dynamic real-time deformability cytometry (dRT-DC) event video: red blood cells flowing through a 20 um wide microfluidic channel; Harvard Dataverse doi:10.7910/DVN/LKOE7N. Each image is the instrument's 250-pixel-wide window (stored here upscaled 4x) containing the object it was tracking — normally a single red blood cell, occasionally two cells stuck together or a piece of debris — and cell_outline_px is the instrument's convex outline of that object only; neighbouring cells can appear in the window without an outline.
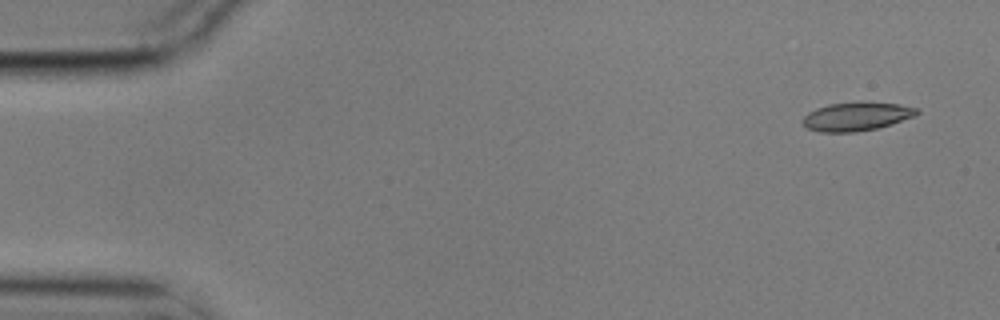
{"species": "common noctule bat (a hibernating species)", "species_latin": "Nyctalus noctula", "temperature_condition": "cold", "stored_images_in_passage": 8, "camera_frame_rate_fps": 3000, "um_per_image_px": 0.085, "animal": {"sex": "male", "body_mass_g": 17.9}, "frame": {"image": 1, "passage_image": 1, "time_ms": 0.0, "image_size_px": [1000, 320], "cell_outline_px": [[920, 112], [916, 116], [892, 124], [876, 128], [856, 132], [820, 132], [808, 128], [800, 120], [808, 112], [816, 108], [828, 104], [860, 100], [900, 104], [920, 108]], "centroid_in_image_um": [72.84, 9.87], "position_along_channel_um": 12.2, "area_um2": 19.59}}
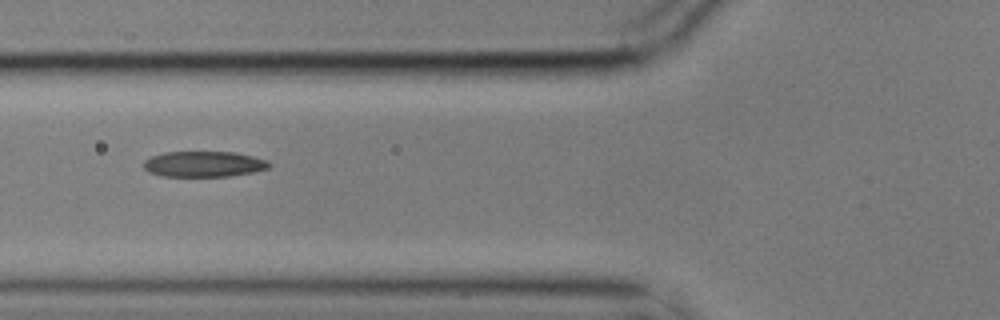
{"frame": {"image": 2, "passage_image": 6, "time_ms": 1.667, "image_size_px": [1000, 320], "cell_outline_px": [[272, 164], [268, 168], [252, 172], [228, 176], [160, 176], [148, 172], [144, 168], [144, 160], [152, 156], [164, 152], [236, 152], [268, 160]], "centroid_in_image_um": [17.32, 13.94], "position_along_channel_um": 108.5, "area_um2": 18.79}}
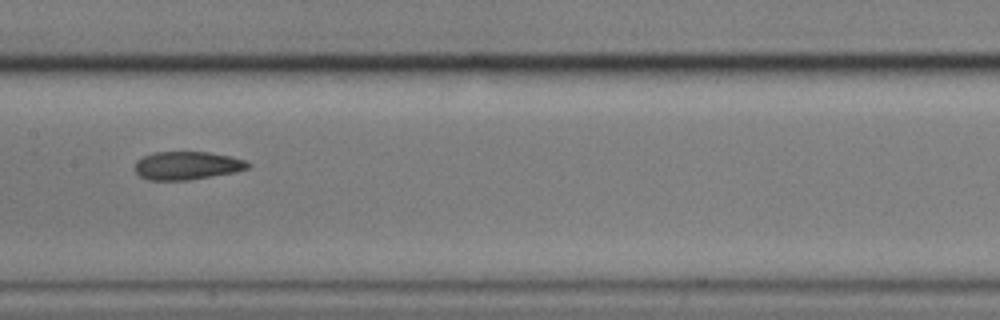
{"frame": {"image": 3, "passage_image": 8, "time_ms": 2.333, "image_size_px": [1000, 320], "cell_outline_px": [[252, 164], [248, 168], [236, 172], [188, 180], [148, 180], [140, 176], [136, 172], [136, 160], [144, 156], [156, 152], [208, 152], [232, 156], [244, 160]], "centroid_in_image_um": [15.93, 14.07], "position_along_channel_um": 191.5, "area_um2": 18.55}}